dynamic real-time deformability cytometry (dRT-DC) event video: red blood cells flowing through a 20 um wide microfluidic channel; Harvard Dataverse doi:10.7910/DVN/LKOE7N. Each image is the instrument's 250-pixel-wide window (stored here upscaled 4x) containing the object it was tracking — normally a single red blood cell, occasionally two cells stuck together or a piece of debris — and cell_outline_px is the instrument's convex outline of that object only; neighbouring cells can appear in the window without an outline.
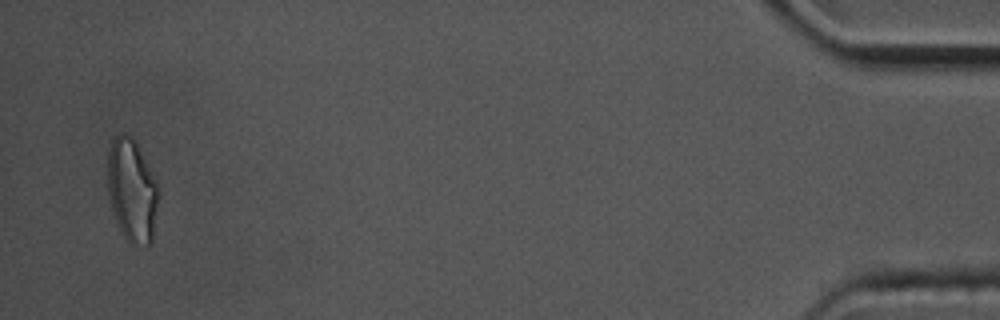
{"species": "common noctule bat (a hibernating species)", "species_latin": "Nyctalus noctula", "temperature_condition": "cold", "stored_images_in_passage": 15, "camera_frame_rate_fps": 3000, "um_per_image_px": 0.085, "animal": {"sex": "male", "body_mass_g": 17.5, "forearm_length_mm": 52.3}, "frame": {"image": 1, "passage_image": 15, "time_ms": 4.667, "image_size_px": [1000, 320], "cell_outline_px": [[156, 208], [152, 240], [144, 248], [136, 248], [128, 244], [116, 220], [108, 196], [108, 152], [112, 136], [124, 132], [136, 140], [156, 180]], "centroid_in_image_um": [11.19, 16.18], "position_along_channel_um": 424.0, "area_um2": 30.58}}